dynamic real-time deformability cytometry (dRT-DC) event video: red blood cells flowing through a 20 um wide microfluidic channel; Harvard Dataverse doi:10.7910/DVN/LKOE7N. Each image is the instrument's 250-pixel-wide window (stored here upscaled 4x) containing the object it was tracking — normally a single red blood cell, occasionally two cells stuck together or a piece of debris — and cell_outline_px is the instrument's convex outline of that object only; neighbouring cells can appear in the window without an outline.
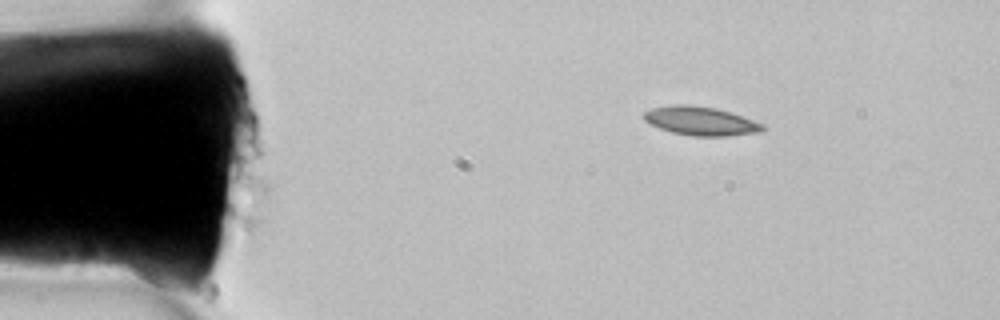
{"species": "common noctule bat (a hibernating species)", "species_latin": "Nyctalus noctula", "temperature_condition": "room temperature", "stored_images_in_passage": 8, "camera_frame_rate_fps": 3000, "um_per_image_px": 0.085, "animal": {"sex": "female", "body_mass_g": 22.7, "forearm_length_mm": 54.2}, "frame": {"image": 1, "passage_image": 1, "time_ms": 0.0, "image_size_px": [1000, 320], "cell_outline_px": [[768, 128], [760, 132], [728, 136], [692, 136], [672, 132], [648, 124], [644, 120], [644, 112], [652, 108], [672, 104], [692, 104], [716, 108], [732, 112], [764, 124]], "centroid_in_image_um": [59.58, 10.28], "position_along_channel_um": 25.4, "area_um2": 20.23}}